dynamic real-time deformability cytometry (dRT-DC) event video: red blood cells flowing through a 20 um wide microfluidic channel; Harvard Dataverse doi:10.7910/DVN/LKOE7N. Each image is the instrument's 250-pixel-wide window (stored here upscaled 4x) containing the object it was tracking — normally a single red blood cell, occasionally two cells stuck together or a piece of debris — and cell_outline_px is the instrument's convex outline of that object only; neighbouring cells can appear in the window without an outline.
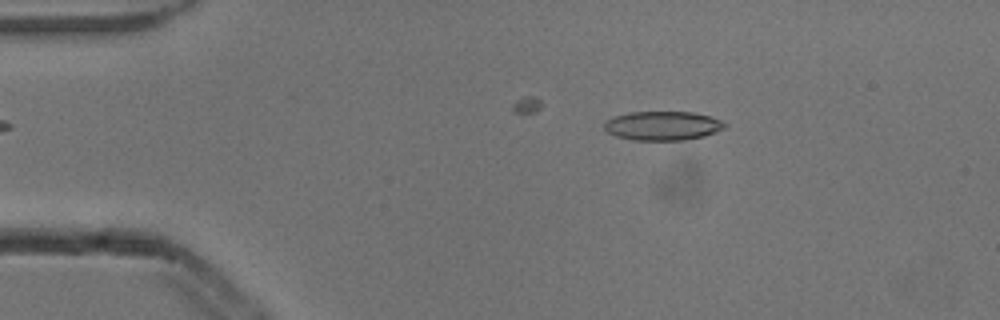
{"species": "common noctule bat (a hibernating species)", "species_latin": "Nyctalus noctula", "temperature_condition": "cold", "stored_images_in_passage": 5, "camera_frame_rate_fps": 3000, "um_per_image_px": 0.085, "animal": {"sex": "male", "body_mass_g": 13.3}, "frame": {"image": 1, "passage_image": 3, "time_ms": 0.667, "image_size_px": [1000, 320], "cell_outline_px": [[728, 124], [724, 128], [716, 132], [704, 136], [684, 140], [632, 140], [616, 136], [608, 132], [604, 128], [604, 120], [612, 116], [628, 112], [692, 112], [712, 116]], "centroid_in_image_um": [56.31, 10.68], "position_along_channel_um": 28.7, "area_um2": 20.63}}
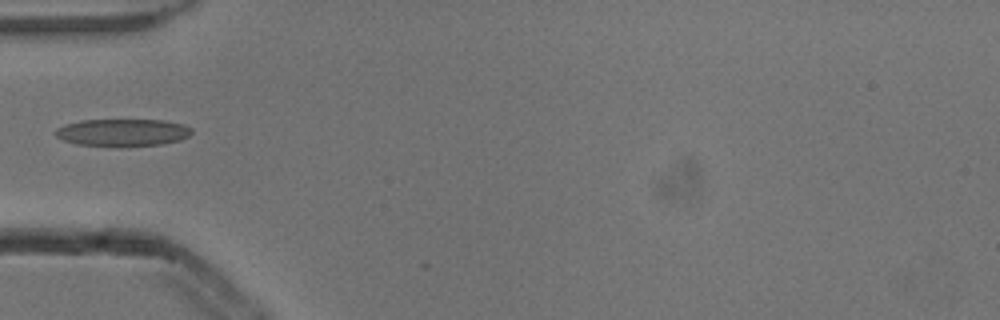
{"frame": {"image": 2, "passage_image": 5, "time_ms": 1.333, "image_size_px": [1000, 320], "cell_outline_px": [[192, 132], [188, 136], [180, 140], [160, 144], [120, 148], [116, 148], [76, 144], [64, 140], [56, 136], [56, 128], [64, 124], [80, 120], [164, 120], [184, 124], [192, 128]], "centroid_in_image_um": [10.41, 11.28], "position_along_channel_um": 74.6, "area_um2": 22.2}}